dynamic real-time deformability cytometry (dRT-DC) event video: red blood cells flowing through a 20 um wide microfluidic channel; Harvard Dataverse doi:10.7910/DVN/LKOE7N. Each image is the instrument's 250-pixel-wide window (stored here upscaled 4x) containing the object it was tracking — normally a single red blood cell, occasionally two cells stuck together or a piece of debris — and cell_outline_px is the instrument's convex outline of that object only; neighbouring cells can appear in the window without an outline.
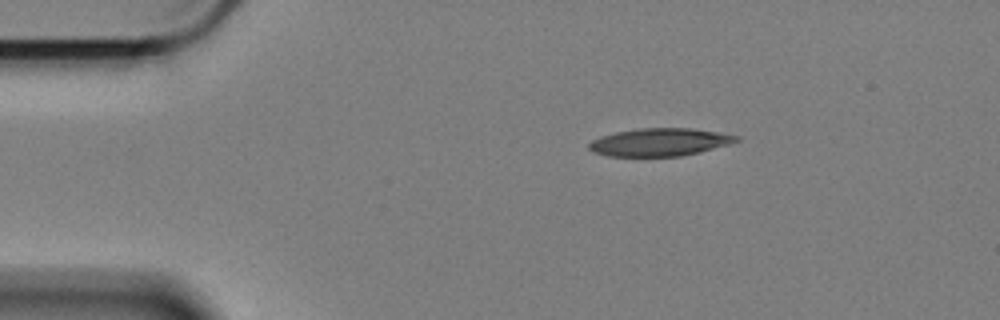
{"species": "Egyptian fruit bat (a non-hibernating species)", "species_latin": "Rousettus aegyptiacus", "temperature_condition": "cold", "stored_images_in_passage": 49, "camera_frame_rate_fps": 3000, "um_per_image_px": 0.085, "animal": {"sex": "female"}, "frame": {"image": 1, "passage_image": 1, "time_ms": 0.0, "image_size_px": [1000, 320], "cell_outline_px": [[740, 140], [728, 144], [700, 152], [680, 156], [608, 156], [592, 152], [588, 148], [588, 144], [592, 140], [600, 136], [616, 132], [640, 128], [692, 128], [740, 136]], "centroid_in_image_um": [56.04, 12.08], "position_along_channel_um": 29.0, "area_um2": 23.81}}
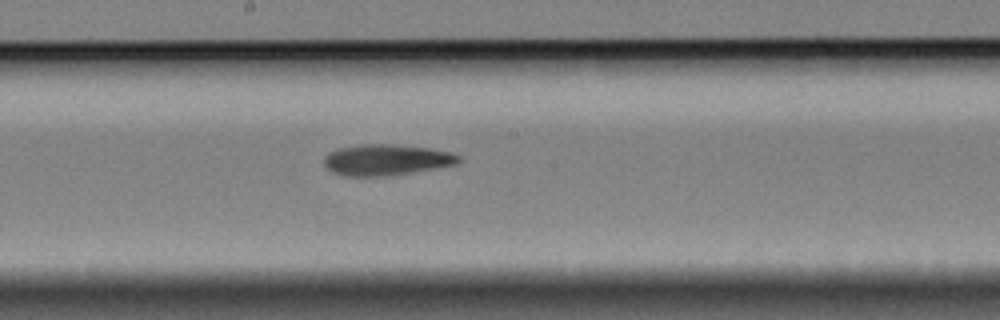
{"frame": {"image": 2, "passage_image": 22, "time_ms": 7.0, "image_size_px": [1000, 320], "cell_outline_px": [[460, 160], [456, 164], [384, 176], [344, 176], [332, 172], [324, 164], [324, 156], [328, 152], [336, 148], [360, 144], [396, 144], [428, 148], [448, 152], [460, 156]], "centroid_in_image_um": [32.75, 13.57], "position_along_channel_um": 215.5, "area_um2": 24.1}}
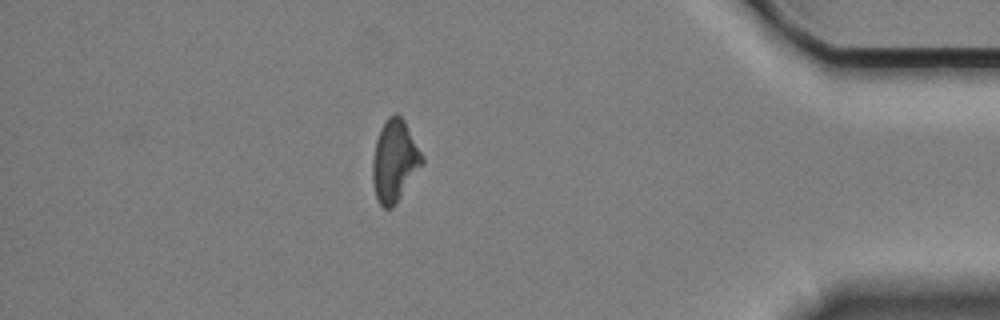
{"frame": {"image": 3, "passage_image": 42, "time_ms": 13.667, "image_size_px": [1000, 320], "cell_outline_px": [[424, 164], [392, 208], [384, 208], [380, 204], [376, 196], [372, 180], [372, 160], [376, 140], [380, 128], [388, 116], [396, 112], [404, 120], [424, 156]], "centroid_in_image_um": [33.55, 13.65], "position_along_channel_um": 401.7, "area_um2": 23.7}}